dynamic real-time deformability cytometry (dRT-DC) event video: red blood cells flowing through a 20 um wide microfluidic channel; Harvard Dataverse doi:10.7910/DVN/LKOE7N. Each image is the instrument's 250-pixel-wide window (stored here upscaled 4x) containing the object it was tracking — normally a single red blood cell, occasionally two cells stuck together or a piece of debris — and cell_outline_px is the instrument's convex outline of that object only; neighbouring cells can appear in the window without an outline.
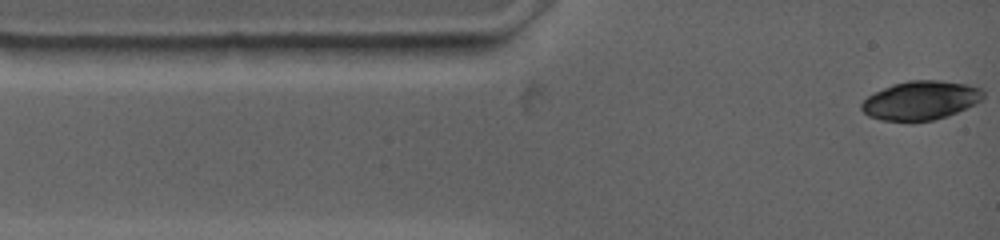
{"species": "common noctule bat (a hibernating species)", "species_latin": "Nyctalus noctula", "temperature_condition": "warm", "stored_images_in_passage": 3, "camera_frame_rate_fps": 4500, "um_per_image_px": 0.085, "animal": {"sex": "female", "body_mass_g": 19.0, "forearm_length_mm": 53.3}, "frame": {"image": 1, "passage_image": 1, "time_ms": 0.0, "image_size_px": [1000, 240], "cell_outline_px": [[984, 96], [976, 104], [948, 116], [932, 120], [912, 124], [908, 124], [880, 120], [868, 116], [860, 108], [860, 104], [868, 96], [892, 84], [908, 80], [940, 80], [968, 84], [984, 88]], "centroid_in_image_um": [78.26, 8.57], "position_along_channel_um": 6.7, "area_um2": 28.38}}